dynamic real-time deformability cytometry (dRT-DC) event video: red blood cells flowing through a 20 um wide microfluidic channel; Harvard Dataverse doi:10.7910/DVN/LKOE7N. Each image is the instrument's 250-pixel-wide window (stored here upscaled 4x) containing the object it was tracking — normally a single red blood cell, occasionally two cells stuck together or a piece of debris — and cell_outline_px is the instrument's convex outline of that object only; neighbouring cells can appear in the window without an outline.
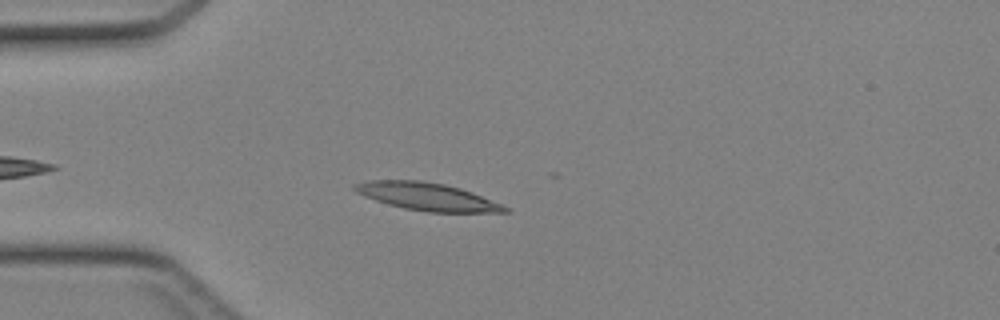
{"species": "Egyptian fruit bat (a non-hibernating species)", "species_latin": "Rousettus aegyptiacus", "temperature_condition": "cold", "stored_images_in_passage": 34, "camera_frame_rate_fps": 3000, "um_per_image_px": 0.085, "animal": {"sex": "female"}, "frame": {"image": 1, "passage_image": 5, "time_ms": 1.333, "image_size_px": [1000, 320], "cell_outline_px": [[508, 212], [428, 212], [404, 208], [388, 204], [364, 196], [356, 192], [352, 188], [352, 184], [368, 180], [420, 180], [444, 184], [460, 188], [472, 192], [500, 204], [508, 208]], "centroid_in_image_um": [36.24, 16.7], "position_along_channel_um": 48.8, "area_um2": 23.99}}
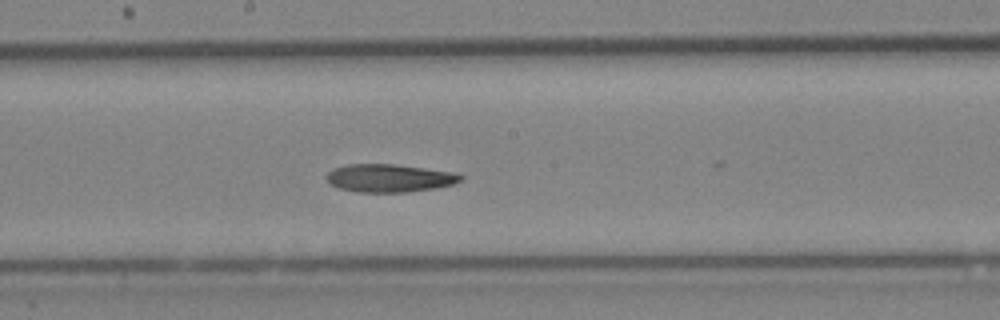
{"frame": {"image": 2, "passage_image": 17, "time_ms": 5.333, "image_size_px": [1000, 320], "cell_outline_px": [[464, 176], [460, 180], [452, 184], [436, 188], [408, 192], [356, 192], [340, 188], [332, 184], [328, 180], [328, 172], [332, 168], [348, 164], [392, 164], [424, 168], [448, 172]], "centroid_in_image_um": [33.06, 15.14], "position_along_channel_um": 215.1, "area_um2": 21.5}}
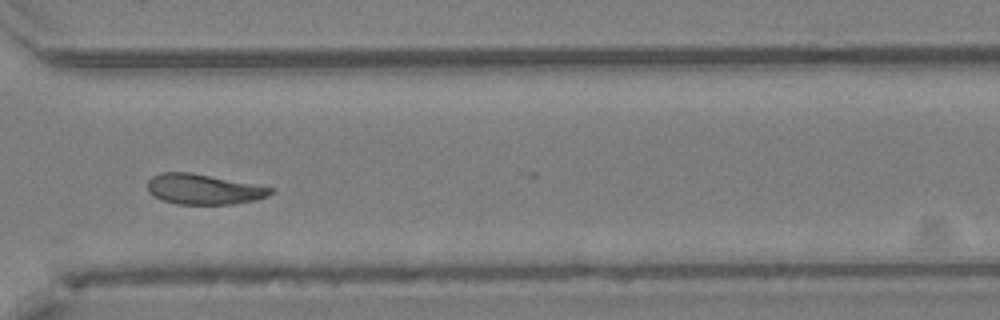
{"frame": {"image": 3, "passage_image": 26, "time_ms": 8.333, "image_size_px": [1000, 320], "cell_outline_px": [[272, 192], [268, 196], [256, 200], [232, 204], [176, 204], [160, 200], [148, 192], [148, 180], [152, 176], [160, 172], [192, 172], [272, 188]], "centroid_in_image_um": [17.24, 16.09], "position_along_channel_um": 353.4, "area_um2": 21.68}}